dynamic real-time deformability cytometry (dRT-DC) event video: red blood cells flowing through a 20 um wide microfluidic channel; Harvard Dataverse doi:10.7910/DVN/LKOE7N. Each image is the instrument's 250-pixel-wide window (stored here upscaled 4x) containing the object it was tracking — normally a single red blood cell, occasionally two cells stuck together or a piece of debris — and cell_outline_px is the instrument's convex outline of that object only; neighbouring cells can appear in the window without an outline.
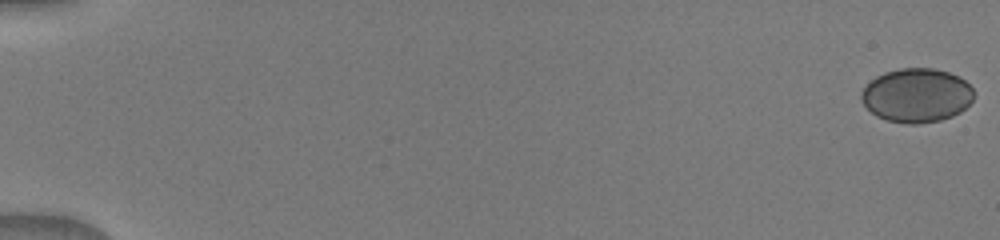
{"species": "human", "species_latin": "Homo sapiens", "temperature_condition": "warm", "stored_images_in_passage": 10, "camera_frame_rate_fps": 3000, "um_per_image_px": 0.085, "donor": {"sex": "male"}, "frame": {"image": 1, "passage_image": 1, "time_ms": 0.0, "image_size_px": [1000, 240], "cell_outline_px": [[972, 100], [960, 112], [952, 116], [940, 120], [920, 124], [908, 124], [888, 120], [876, 116], [860, 100], [860, 92], [876, 76], [884, 72], [900, 68], [932, 68], [948, 72], [960, 76], [972, 88]], "centroid_in_image_um": [77.89, 8.1], "position_along_channel_um": 7.1, "area_um2": 35.32}}